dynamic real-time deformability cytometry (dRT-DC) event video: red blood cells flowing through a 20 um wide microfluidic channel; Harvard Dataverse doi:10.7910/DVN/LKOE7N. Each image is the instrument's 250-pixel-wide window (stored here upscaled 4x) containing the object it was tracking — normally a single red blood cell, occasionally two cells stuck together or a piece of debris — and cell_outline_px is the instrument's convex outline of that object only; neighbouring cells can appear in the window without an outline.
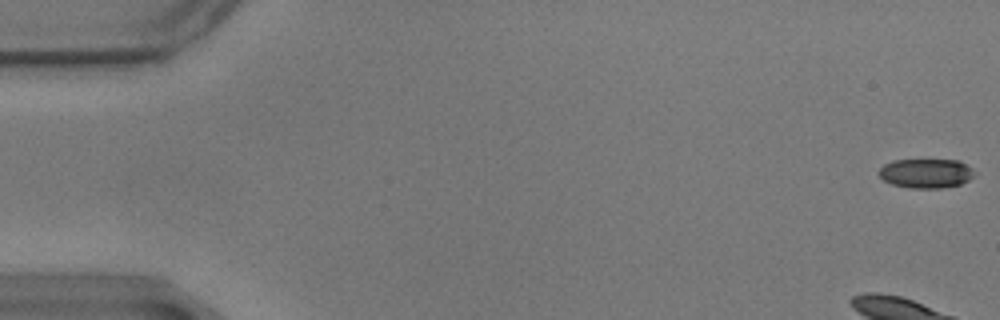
{"species": "common noctule bat (a hibernating species)", "species_latin": "Nyctalus noctula", "temperature_condition": "warm", "stored_images_in_passage": 53, "camera_frame_rate_fps": 3000, "um_per_image_px": 0.085, "animal": {"sex": "male", "body_mass_g": 17.9}, "frame": {"image": 1, "passage_image": 1, "time_ms": 0.0, "image_size_px": [1000, 320], "cell_outline_px": [[972, 176], [968, 180], [960, 184], [944, 188], [908, 188], [892, 184], [884, 180], [876, 172], [884, 164], [892, 160], [960, 160], [972, 168]], "centroid_in_image_um": [78.67, 14.73], "position_along_channel_um": 6.3, "area_um2": 16.36}}